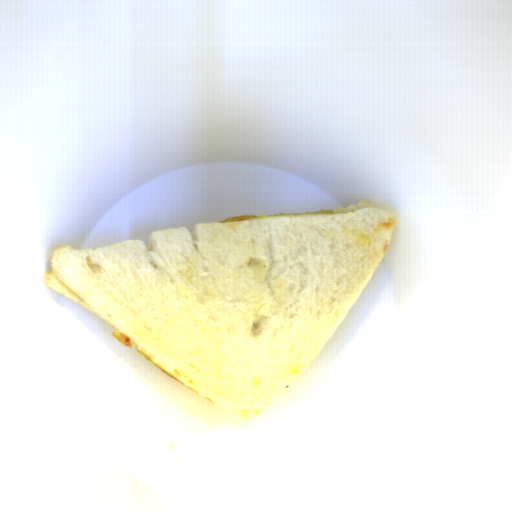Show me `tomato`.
I'll return each instance as SVG.
<instances>
[{
  "mask_svg": "<svg viewBox=\"0 0 512 512\" xmlns=\"http://www.w3.org/2000/svg\"><path fill=\"white\" fill-rule=\"evenodd\" d=\"M124 342H125L126 346L130 347L132 345L130 338H126Z\"/></svg>",
  "mask_w": 512,
  "mask_h": 512,
  "instance_id": "1",
  "label": "tomato"
}]
</instances>
